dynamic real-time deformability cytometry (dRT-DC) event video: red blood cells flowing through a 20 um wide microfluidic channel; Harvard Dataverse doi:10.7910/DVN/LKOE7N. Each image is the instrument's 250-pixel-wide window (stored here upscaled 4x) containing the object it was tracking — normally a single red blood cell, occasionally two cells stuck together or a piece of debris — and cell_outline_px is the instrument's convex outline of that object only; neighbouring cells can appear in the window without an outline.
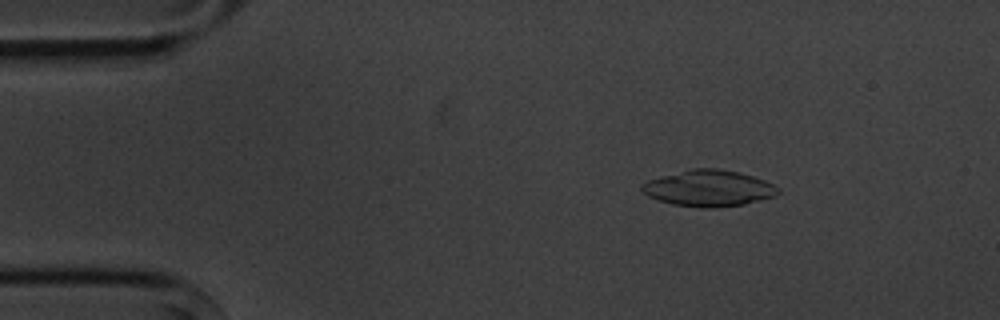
{"species": "common noctule bat (a hibernating species)", "species_latin": "Nyctalus noctula", "temperature_condition": "cold", "stored_images_in_passage": 5, "camera_frame_rate_fps": 3000, "um_per_image_px": 0.085, "animal": {"sex": "male", "body_mass_g": 20.1, "forearm_length_mm": 53.5}, "frame": {"image": 1, "passage_image": 3, "time_ms": 2.333, "image_size_px": [1000, 320], "cell_outline_px": [[780, 192], [776, 196], [744, 204], [716, 208], [704, 208], [672, 204], [648, 196], [640, 188], [640, 184], [648, 180], [660, 176], [692, 168], [720, 168], [740, 172], [764, 180], [780, 188]], "centroid_in_image_um": [60.25, 16.0], "position_along_channel_um": 24.7, "area_um2": 28.9}}